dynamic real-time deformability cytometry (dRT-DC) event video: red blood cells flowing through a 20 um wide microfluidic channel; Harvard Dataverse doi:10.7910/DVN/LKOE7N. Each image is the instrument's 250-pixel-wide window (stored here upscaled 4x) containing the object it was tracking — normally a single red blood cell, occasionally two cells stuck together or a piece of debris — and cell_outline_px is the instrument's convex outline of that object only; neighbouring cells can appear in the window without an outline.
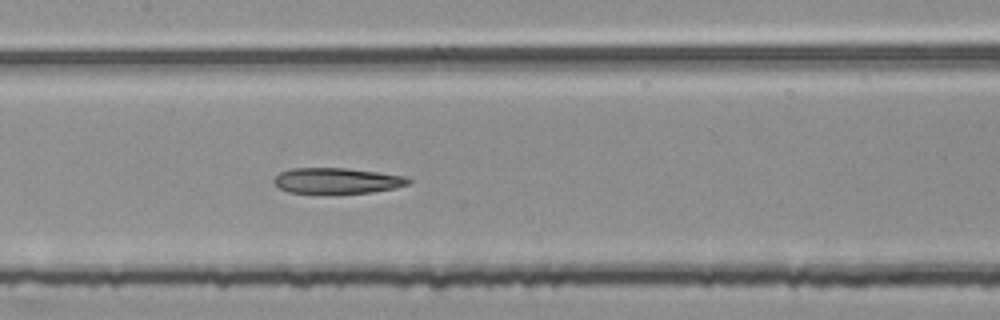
{"species": "common noctule bat (a hibernating species)", "species_latin": "Nyctalus noctula", "temperature_condition": "room temperature", "stored_images_in_passage": 41, "segment_of_instrument_passage": [2, 2], "camera_frame_rate_fps": 3000, "um_per_image_px": 0.085, "animal": {"sex": "female", "body_mass_g": 25.1}, "frame": {"image": 1, "passage_image": 15, "time_ms": 4.667, "image_size_px": [1000, 320], "cell_outline_px": [[412, 180], [408, 184], [396, 188], [372, 192], [288, 192], [280, 188], [272, 180], [280, 172], [292, 168], [344, 168], [376, 172], [404, 176]], "centroid_in_image_um": [28.65, 15.34], "position_along_channel_um": 178.8, "area_um2": 19.65}}
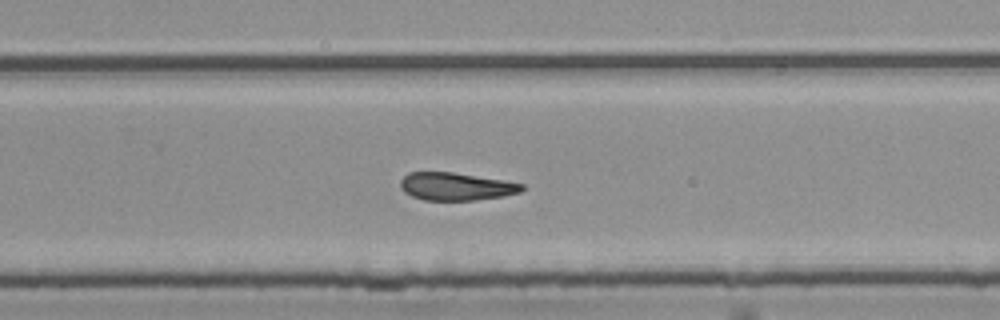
{"frame": {"image": 2, "passage_image": 24, "time_ms": 7.667, "image_size_px": [1000, 320], "cell_outline_px": [[524, 188], [520, 192], [504, 196], [476, 200], [424, 200], [412, 196], [404, 192], [400, 188], [400, 180], [408, 172], [452, 172], [504, 180], [524, 184]], "centroid_in_image_um": [38.75, 15.85], "position_along_channel_um": 291.1, "area_um2": 19.71}}
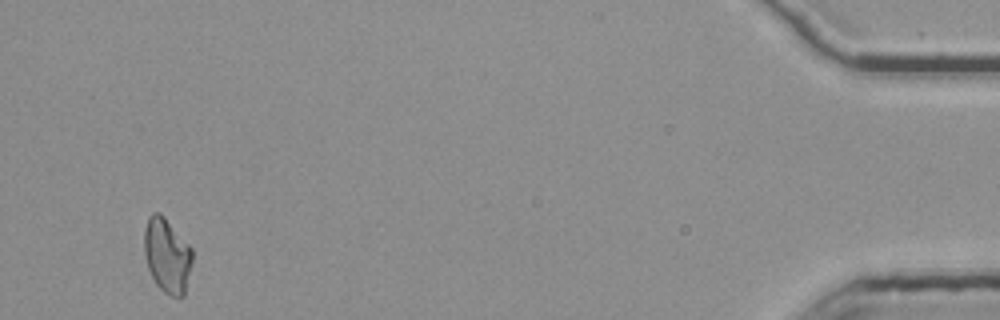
{"frame": {"image": 3, "passage_image": 41, "time_ms": 13.333, "image_size_px": [1000, 320], "cell_outline_px": [[192, 260], [184, 296], [172, 296], [164, 292], [156, 284], [148, 268], [144, 256], [144, 228], [148, 216], [152, 212], [160, 212], [164, 216], [192, 248]], "centroid_in_image_um": [14.18, 21.68], "position_along_channel_um": 421.0, "area_um2": 20.92}}